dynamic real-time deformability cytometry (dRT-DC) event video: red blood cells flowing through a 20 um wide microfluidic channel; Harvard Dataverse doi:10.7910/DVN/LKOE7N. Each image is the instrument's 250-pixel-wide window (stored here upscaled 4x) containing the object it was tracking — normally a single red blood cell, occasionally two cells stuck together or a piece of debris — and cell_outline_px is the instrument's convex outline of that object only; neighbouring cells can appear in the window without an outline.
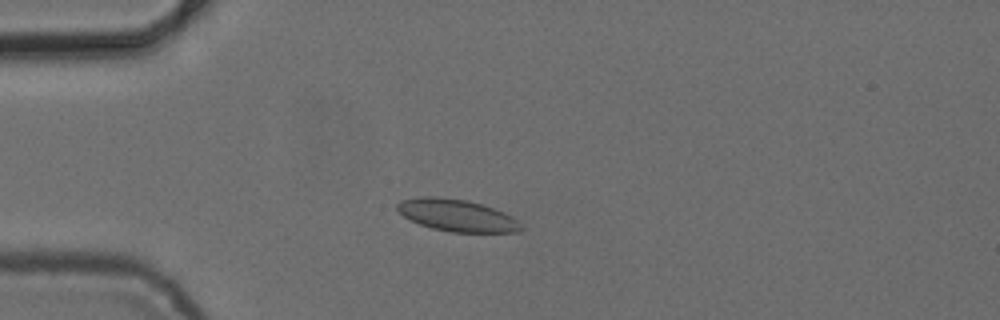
{"species": "common noctule bat (a hibernating species)", "species_latin": "Nyctalus noctula", "temperature_condition": "cold", "stored_images_in_passage": 3, "camera_frame_rate_fps": 3000, "um_per_image_px": 0.085, "animal": {"sex": "female", "body_mass_g": 24.6, "forearm_length_mm": 56.2}, "frame": {"image": 1, "passage_image": 3, "time_ms": 2.667, "image_size_px": [1000, 320], "cell_outline_px": [[524, 228], [520, 232], [452, 232], [432, 228], [420, 224], [404, 216], [396, 208], [396, 204], [400, 200], [420, 196], [436, 196], [468, 200], [504, 212], [512, 216]], "centroid_in_image_um": [38.83, 18.29], "position_along_channel_um": 46.2, "area_um2": 23.06}}